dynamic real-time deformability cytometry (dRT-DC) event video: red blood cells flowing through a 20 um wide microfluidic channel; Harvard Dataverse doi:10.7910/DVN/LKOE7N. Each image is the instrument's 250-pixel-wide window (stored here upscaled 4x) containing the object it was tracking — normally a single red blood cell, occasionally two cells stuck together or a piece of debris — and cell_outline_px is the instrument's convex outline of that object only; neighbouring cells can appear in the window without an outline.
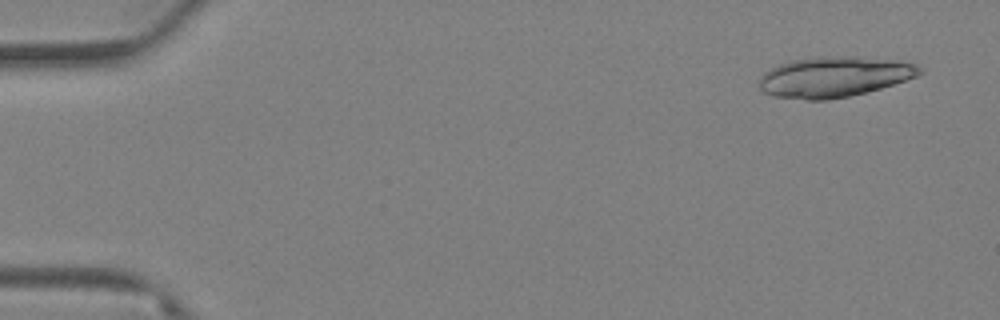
{"species": "Egyptian fruit bat (a non-hibernating species)", "species_latin": "Rousettus aegyptiacus", "temperature_condition": "warm", "stored_images_in_passage": 70, "segment_of_instrument_passage": [1, 2], "camera_frame_rate_fps": 3000, "um_per_image_px": 0.085, "animal": {"sex": "female"}, "frame": {"image": 1, "passage_image": 4, "time_ms": 1.0, "image_size_px": [1000, 320], "cell_outline_px": [[924, 72], [916, 76], [880, 88], [848, 96], [828, 100], [804, 100], [772, 96], [764, 92], [760, 88], [760, 76], [764, 72], [780, 64], [792, 60], [816, 56], [856, 56], [896, 60], [916, 64], [924, 68]], "centroid_in_image_um": [70.9, 6.52], "position_along_channel_um": 14.1, "area_um2": 37.92}}